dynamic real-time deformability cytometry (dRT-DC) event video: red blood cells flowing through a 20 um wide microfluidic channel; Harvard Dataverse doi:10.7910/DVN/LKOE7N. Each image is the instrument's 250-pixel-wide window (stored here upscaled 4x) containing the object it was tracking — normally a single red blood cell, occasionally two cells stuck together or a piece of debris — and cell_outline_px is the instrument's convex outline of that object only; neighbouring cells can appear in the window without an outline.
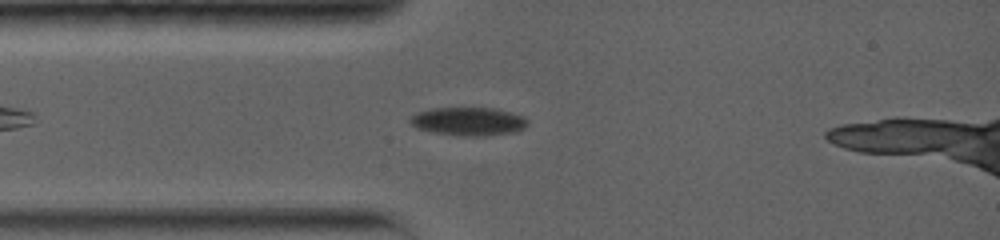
{"species": "common noctule bat (a hibernating species)", "species_latin": "Nyctalus noctula", "temperature_condition": "warm", "stored_images_in_passage": 15, "camera_frame_rate_fps": 5000, "um_per_image_px": 0.085, "animal": {"sex": "female", "body_mass_g": 19.0, "forearm_length_mm": 56.7}, "frame": {"image": 1, "passage_image": 3, "time_ms": 1.4, "image_size_px": [1000, 240], "cell_outline_px": [[528, 124], [524, 128], [516, 132], [484, 136], [456, 136], [432, 132], [416, 128], [408, 120], [408, 116], [432, 108], [496, 108], [512, 112], [524, 116], [528, 120]], "centroid_in_image_um": [39.83, 10.32], "position_along_channel_um": 45.2, "area_um2": 19.71}}
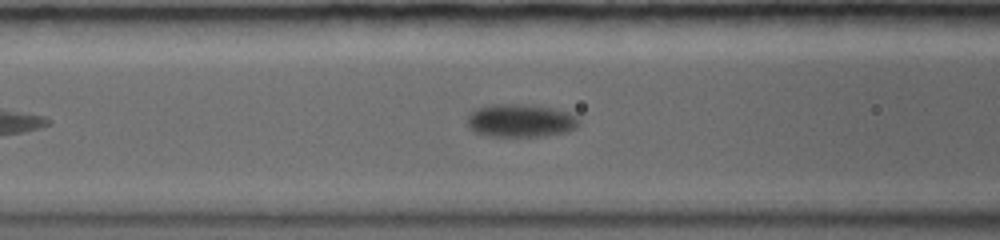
{"frame": {"image": 2, "passage_image": 9, "time_ms": 3.6, "image_size_px": [1000, 240], "cell_outline_px": [[580, 124], [576, 128], [564, 132], [540, 136], [492, 136], [472, 132], [468, 124], [468, 112], [476, 108], [492, 104], [524, 104], [552, 108], [568, 112], [576, 116], [580, 120]], "centroid_in_image_um": [44.22, 10.24], "position_along_channel_um": 122.4, "area_um2": 21.56}}
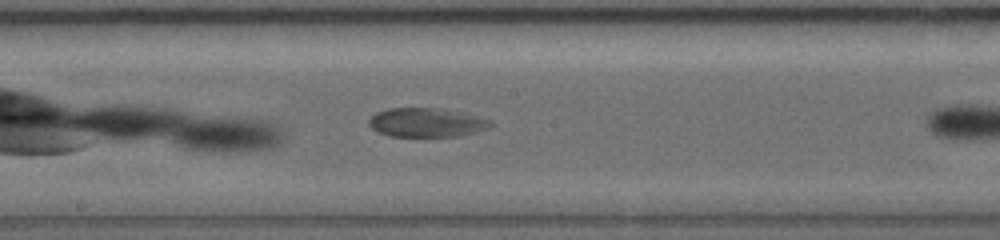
{"frame": {"image": 3, "passage_image": 12, "time_ms": 4.8, "image_size_px": [1000, 240], "cell_outline_px": [[496, 124], [492, 128], [460, 136], [388, 136], [376, 132], [368, 124], [368, 120], [376, 112], [388, 108], [440, 108], [476, 116], [492, 120]], "centroid_in_image_um": [36.28, 10.42], "position_along_channel_um": 211.9, "area_um2": 20.81}}